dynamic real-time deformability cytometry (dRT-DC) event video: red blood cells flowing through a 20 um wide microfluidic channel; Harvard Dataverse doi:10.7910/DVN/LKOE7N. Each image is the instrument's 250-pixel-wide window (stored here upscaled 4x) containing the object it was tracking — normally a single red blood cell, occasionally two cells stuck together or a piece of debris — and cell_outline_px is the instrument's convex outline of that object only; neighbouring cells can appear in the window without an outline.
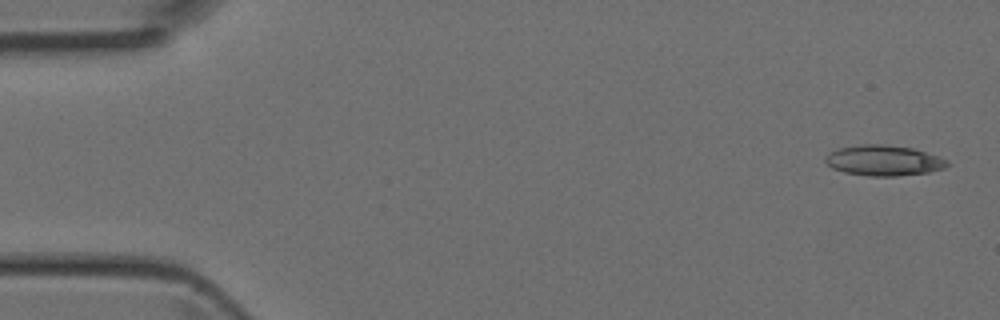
{"species": "Egyptian fruit bat (a non-hibernating species)", "species_latin": "Rousettus aegyptiacus", "temperature_condition": "room temperature", "stored_images_in_passage": 4, "camera_frame_rate_fps": 3000, "um_per_image_px": 0.085, "animal": {"sex": "female"}, "frame": {"image": 1, "passage_image": 1, "time_ms": 0.0, "image_size_px": [1000, 320], "cell_outline_px": [[948, 164], [944, 168], [928, 172], [896, 176], [872, 176], [844, 172], [832, 168], [824, 160], [824, 156], [828, 152], [840, 148], [860, 144], [884, 144], [912, 148], [948, 160]], "centroid_in_image_um": [75.06, 13.63], "position_along_channel_um": 9.9, "area_um2": 21.5}}
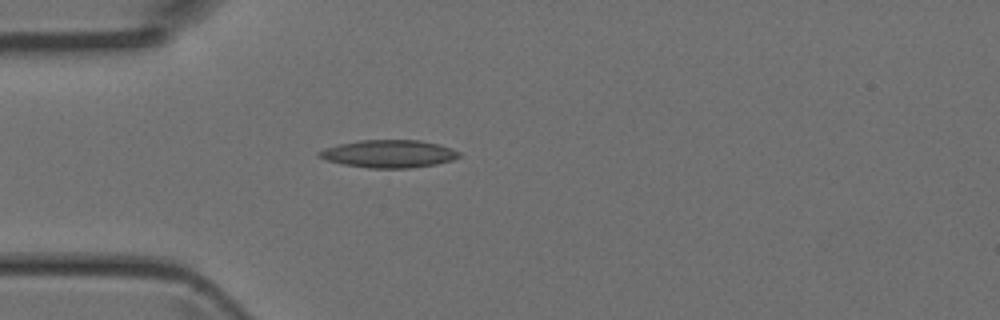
{"frame": {"image": 2, "passage_image": 4, "time_ms": 1.0, "image_size_px": [1000, 320], "cell_outline_px": [[460, 156], [452, 160], [436, 164], [412, 168], [368, 168], [344, 164], [328, 160], [316, 156], [316, 152], [324, 148], [340, 144], [360, 140], [420, 140], [440, 144], [452, 148], [460, 152]], "centroid_in_image_um": [33.06, 13.07], "position_along_channel_um": 51.9, "area_um2": 22.66}}